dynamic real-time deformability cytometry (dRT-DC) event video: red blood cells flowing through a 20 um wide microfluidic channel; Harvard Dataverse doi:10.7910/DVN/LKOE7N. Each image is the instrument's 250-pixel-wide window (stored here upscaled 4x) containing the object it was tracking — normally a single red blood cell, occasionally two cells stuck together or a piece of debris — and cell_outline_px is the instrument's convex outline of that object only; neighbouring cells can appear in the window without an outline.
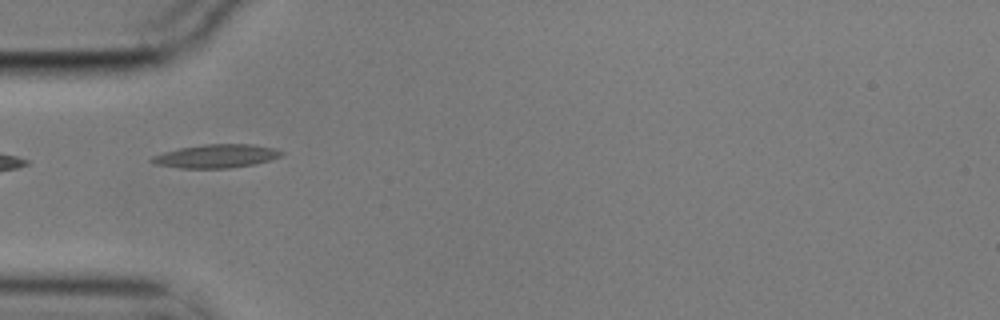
{"species": "common noctule bat (a hibernating species)", "species_latin": "Nyctalus noctula", "temperature_condition": "cold", "stored_images_in_passage": 6, "camera_frame_rate_fps": 3000, "um_per_image_px": 0.085, "animal": {"sex": "male", "body_mass_g": 17.9}, "frame": {"image": 1, "passage_image": 5, "time_ms": 1.333, "image_size_px": [1000, 320], "cell_outline_px": [[284, 152], [280, 156], [268, 160], [252, 164], [228, 168], [180, 168], [152, 164], [148, 160], [152, 156], [164, 152], [180, 148], [204, 144], [252, 144], [272, 148]], "centroid_in_image_um": [18.3, 13.27], "position_along_channel_um": 66.7, "area_um2": 17.57}}
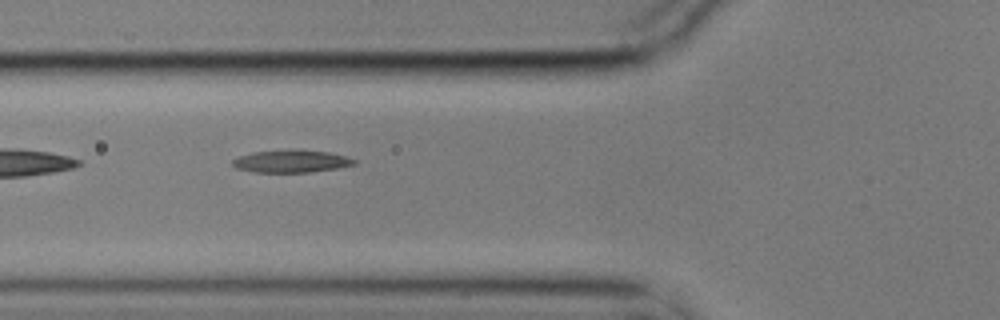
{"frame": {"image": 2, "passage_image": 6, "time_ms": 1.667, "image_size_px": [1000, 320], "cell_outline_px": [[356, 164], [336, 168], [312, 172], [252, 172], [236, 168], [232, 164], [232, 160], [240, 156], [252, 152], [328, 152], [344, 156], [356, 160]], "centroid_in_image_um": [24.73, 13.75], "position_along_channel_um": 101.1, "area_um2": 15.03}}